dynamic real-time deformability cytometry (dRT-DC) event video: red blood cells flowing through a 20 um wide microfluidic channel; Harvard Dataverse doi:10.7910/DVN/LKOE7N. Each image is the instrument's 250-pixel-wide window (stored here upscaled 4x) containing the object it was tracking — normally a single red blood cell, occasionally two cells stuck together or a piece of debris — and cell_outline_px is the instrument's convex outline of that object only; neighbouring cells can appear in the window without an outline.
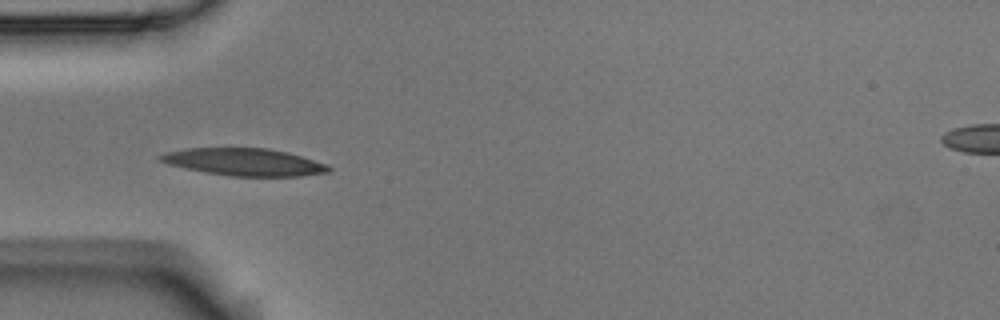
{"species": "Egyptian fruit bat (a non-hibernating species)", "species_latin": "Rousettus aegyptiacus", "temperature_condition": "room temperature", "stored_images_in_passage": 1, "camera_frame_rate_fps": 3000, "um_per_image_px": 0.085, "animal": {"sex": "male"}, "frame": {"image": 1, "passage_image": 1, "time_ms": 0.0, "image_size_px": [1000, 320], "cell_outline_px": [[332, 172], [300, 176], [232, 176], [204, 172], [184, 168], [168, 164], [160, 160], [156, 156], [164, 152], [188, 148], [268, 148], [300, 156], [328, 164], [332, 168]], "centroid_in_image_um": [20.75, 13.77], "position_along_channel_um": 64.2, "area_um2": 26.82}}